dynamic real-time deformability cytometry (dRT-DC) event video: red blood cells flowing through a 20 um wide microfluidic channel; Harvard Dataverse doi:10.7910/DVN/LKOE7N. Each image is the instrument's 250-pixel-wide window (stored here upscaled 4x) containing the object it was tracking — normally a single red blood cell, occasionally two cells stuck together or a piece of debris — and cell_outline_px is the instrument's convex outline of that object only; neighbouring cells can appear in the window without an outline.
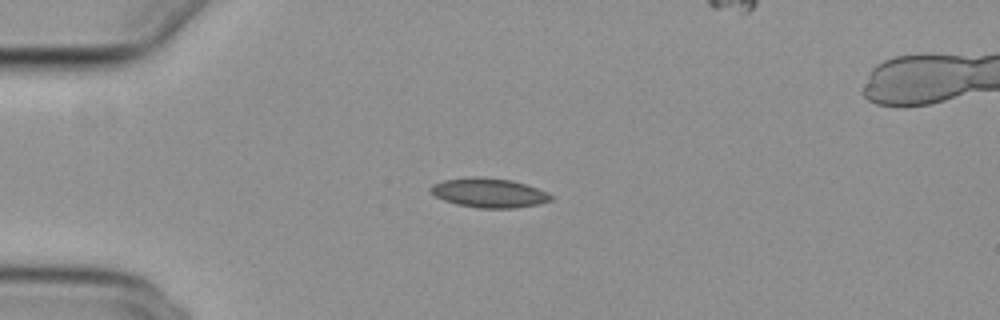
{"species": "common noctule bat (a hibernating species)", "species_latin": "Nyctalus noctula", "temperature_condition": "cold", "stored_images_in_passage": 42, "camera_frame_rate_fps": 3000, "um_per_image_px": 0.085, "animal": {"sex": "female", "body_mass_g": 29.2, "forearm_length_mm": 56.3}, "frame": {"image": 1, "passage_image": 1, "time_ms": 0.0, "image_size_px": [1000, 320], "cell_outline_px": [[552, 200], [540, 204], [516, 208], [480, 208], [456, 204], [444, 200], [436, 196], [428, 188], [432, 184], [444, 180], [472, 176], [476, 176], [512, 180], [536, 188], [552, 196]], "centroid_in_image_um": [41.54, 16.39], "position_along_channel_um": 43.5, "area_um2": 20.46}}
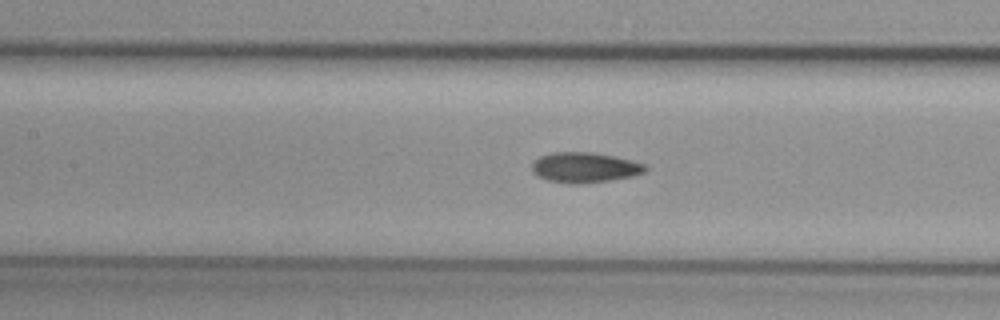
{"frame": {"image": 2, "passage_image": 12, "time_ms": 3.667, "image_size_px": [1000, 320], "cell_outline_px": [[648, 168], [644, 172], [632, 176], [608, 180], [580, 184], [568, 184], [548, 180], [536, 176], [532, 172], [532, 164], [540, 156], [552, 152], [592, 152], [612, 156], [648, 164]], "centroid_in_image_um": [49.68, 14.24], "position_along_channel_um": 157.7, "area_um2": 20.0}}
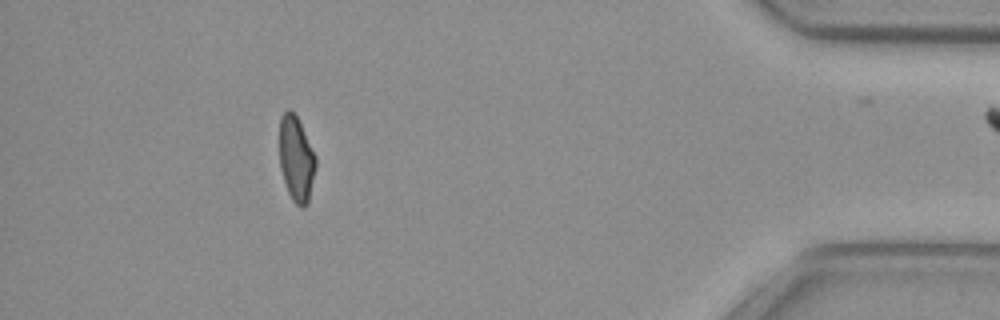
{"frame": {"image": 3, "passage_image": 36, "time_ms": 11.667, "image_size_px": [1000, 320], "cell_outline_px": [[316, 168], [308, 204], [304, 208], [300, 208], [292, 200], [288, 192], [280, 168], [280, 116], [288, 108], [296, 116], [316, 156]], "centroid_in_image_um": [25.19, 13.55], "position_along_channel_um": 410.0, "area_um2": 17.98}}